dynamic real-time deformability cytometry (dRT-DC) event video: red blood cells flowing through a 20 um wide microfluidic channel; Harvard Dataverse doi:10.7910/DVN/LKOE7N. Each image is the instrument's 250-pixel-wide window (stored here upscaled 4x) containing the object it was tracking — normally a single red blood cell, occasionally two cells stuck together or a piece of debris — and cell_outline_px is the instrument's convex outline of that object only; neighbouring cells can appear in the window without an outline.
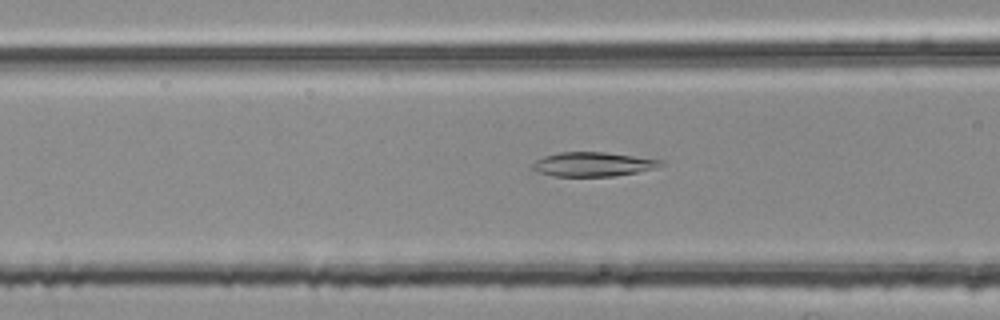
{"species": "common noctule bat (a hibernating species)", "species_latin": "Nyctalus noctula", "temperature_condition": "room temperature", "stored_images_in_passage": 54, "segment_of_instrument_passage": [2, 2], "camera_frame_rate_fps": 3000, "um_per_image_px": 0.085, "animal": {"sex": "female", "body_mass_g": 25.1}, "frame": {"image": 1, "passage_image": 21, "time_ms": 6.667, "image_size_px": [1000, 320], "cell_outline_px": [[664, 164], [656, 168], [636, 172], [612, 176], [552, 176], [536, 172], [528, 168], [528, 164], [544, 156], [560, 152], [604, 152], [664, 160]], "centroid_in_image_um": [50.32, 13.96], "position_along_channel_um": 116.3, "area_um2": 18.32}}
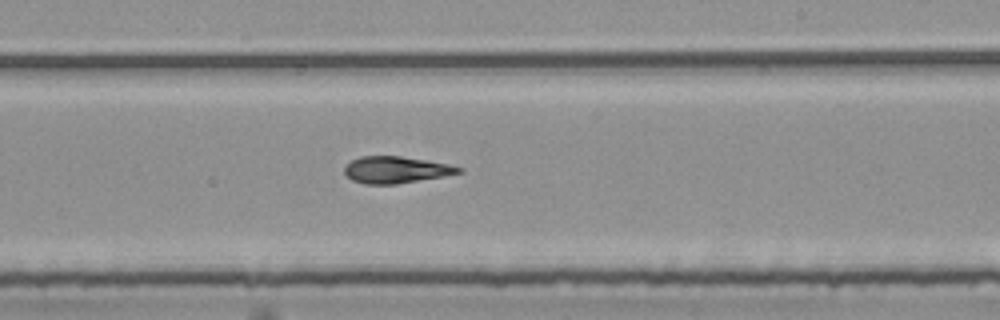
{"frame": {"image": 2, "passage_image": 32, "time_ms": 10.333, "image_size_px": [1000, 320], "cell_outline_px": [[464, 172], [396, 184], [364, 184], [352, 180], [344, 172], [344, 168], [352, 160], [360, 156], [400, 156], [448, 164], [464, 168]], "centroid_in_image_um": [33.65, 14.43], "position_along_channel_um": 255.4, "area_um2": 17.57}}
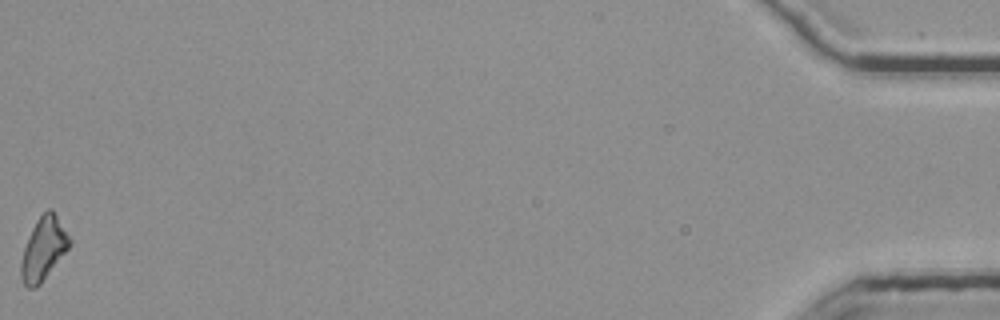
{"frame": {"image": 3, "passage_image": 54, "time_ms": 17.667, "image_size_px": [1000, 320], "cell_outline_px": [[72, 244], [40, 284], [36, 288], [28, 288], [24, 284], [20, 276], [20, 264], [24, 248], [32, 228], [36, 220], [48, 208], [52, 208], [72, 240]], "centroid_in_image_um": [3.7, 21.14], "position_along_channel_um": 431.5, "area_um2": 17.74}}